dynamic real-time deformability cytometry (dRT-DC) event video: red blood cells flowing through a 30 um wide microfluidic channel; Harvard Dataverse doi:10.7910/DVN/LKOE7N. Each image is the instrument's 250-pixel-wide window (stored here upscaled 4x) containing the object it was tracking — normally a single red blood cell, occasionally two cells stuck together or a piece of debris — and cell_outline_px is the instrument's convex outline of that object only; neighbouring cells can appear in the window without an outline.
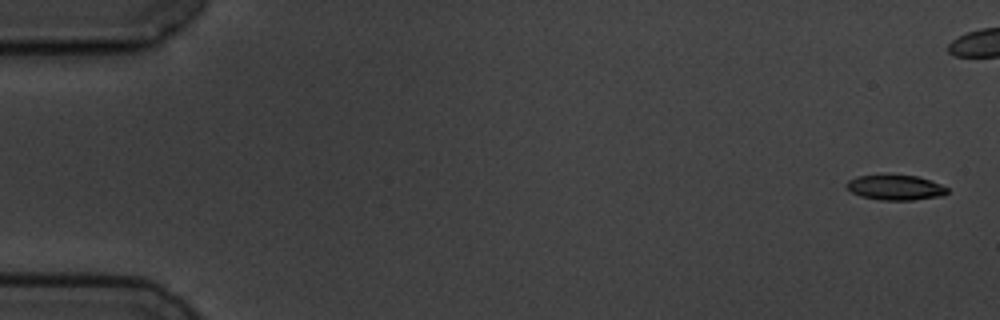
{"species": "common noctule bat (a hibernating species)", "species_latin": "Nyctalus noctula", "temperature_condition": "cold", "stored_images_in_passage": 5, "camera_frame_rate_fps": 3000, "um_per_image_px": 0.085, "animal": {"sex": "male", "body_mass_g": 19.5, "forearm_length_mm": 54.6}, "frame": {"image": 1, "passage_image": 1, "time_ms": 0.0, "image_size_px": [1000, 320], "cell_outline_px": [[948, 192], [944, 196], [912, 200], [880, 200], [860, 196], [852, 192], [844, 184], [848, 180], [856, 176], [888, 172], [916, 176], [940, 184], [948, 188]], "centroid_in_image_um": [76.07, 15.9], "position_along_channel_um": 8.9, "area_um2": 15.37}}
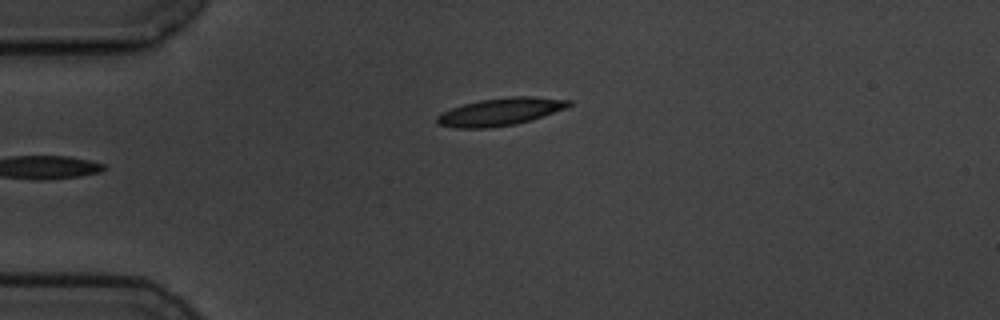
{"frame": {"image": 2, "passage_image": 5, "time_ms": 6.0, "image_size_px": [1000, 320], "cell_outline_px": [[572, 104], [564, 108], [516, 124], [488, 128], [452, 128], [436, 124], [436, 116], [440, 112], [464, 104], [480, 100], [512, 96], [532, 96], [572, 100]], "centroid_in_image_um": [42.45, 9.5], "position_along_channel_um": 42.6, "area_um2": 21.04}}